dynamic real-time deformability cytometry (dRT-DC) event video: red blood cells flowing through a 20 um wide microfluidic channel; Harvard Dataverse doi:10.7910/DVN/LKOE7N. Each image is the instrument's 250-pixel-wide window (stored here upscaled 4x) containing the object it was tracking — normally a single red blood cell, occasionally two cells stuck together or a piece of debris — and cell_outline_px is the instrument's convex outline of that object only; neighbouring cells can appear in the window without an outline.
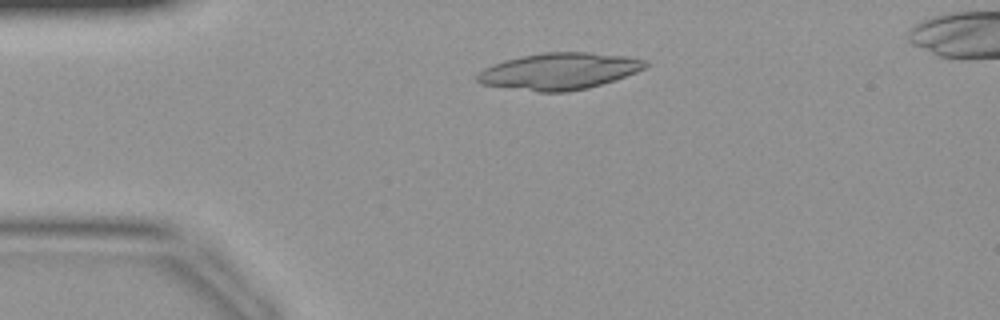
{"species": "common noctule bat (a hibernating species)", "species_latin": "Nyctalus noctula", "temperature_condition": "warm", "stored_images_in_passage": 15, "camera_frame_rate_fps": 3000, "um_per_image_px": 0.085, "animal": {"sex": "female", "body_mass_g": 19.9}, "frame": {"image": 1, "passage_image": 9, "time_ms": 2.667, "image_size_px": [1000, 320], "cell_outline_px": [[648, 64], [644, 68], [636, 72], [588, 88], [568, 92], [536, 92], [480, 84], [476, 80], [476, 76], [484, 68], [492, 64], [504, 60], [520, 56], [544, 52], [588, 52], [624, 56], [648, 60]], "centroid_in_image_um": [47.49, 6.05], "position_along_channel_um": 37.5, "area_um2": 35.89}}